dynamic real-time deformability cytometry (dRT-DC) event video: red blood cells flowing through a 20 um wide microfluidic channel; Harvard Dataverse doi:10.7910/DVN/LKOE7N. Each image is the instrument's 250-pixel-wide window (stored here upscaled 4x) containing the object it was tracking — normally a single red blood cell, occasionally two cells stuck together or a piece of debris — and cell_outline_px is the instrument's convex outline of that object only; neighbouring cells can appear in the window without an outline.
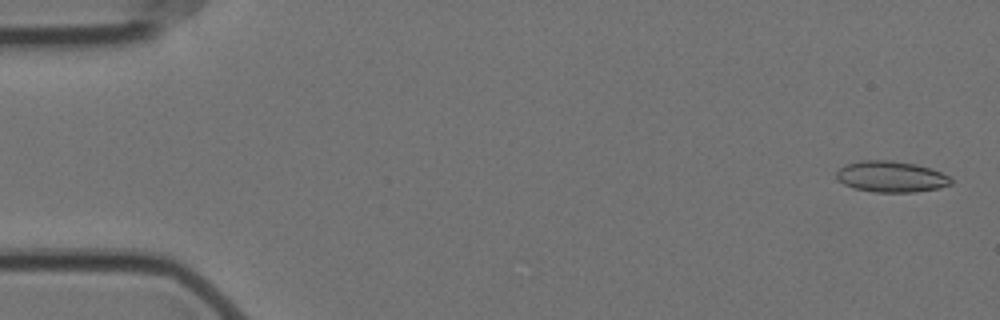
{"species": "Egyptian fruit bat (a non-hibernating species)", "species_latin": "Rousettus aegyptiacus", "temperature_condition": "cold", "stored_images_in_passage": 18, "camera_frame_rate_fps": 3000, "um_per_image_px": 0.085, "animal": {"sex": "female"}, "frame": {"image": 1, "passage_image": 2, "time_ms": 0.333, "image_size_px": [1000, 320], "cell_outline_px": [[952, 184], [940, 188], [916, 192], [872, 192], [856, 188], [844, 184], [836, 176], [836, 172], [844, 164], [860, 160], [892, 160], [916, 164], [932, 168], [948, 176], [952, 180]], "centroid_in_image_um": [75.76, 15.01], "position_along_channel_um": 9.2, "area_um2": 20.87}}
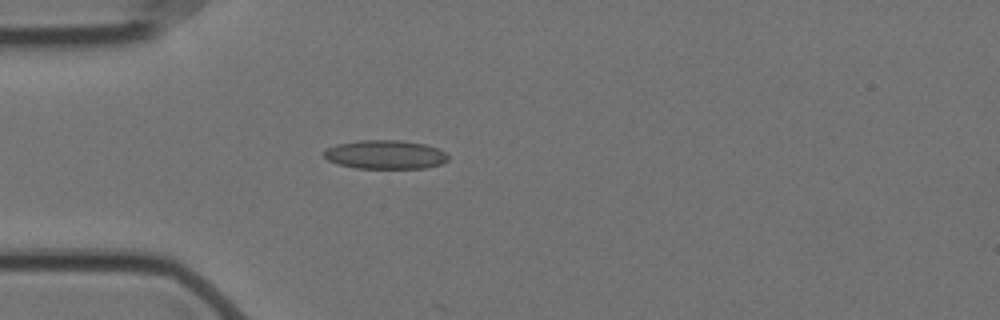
{"frame": {"image": 2, "passage_image": 16, "time_ms": 5.0, "image_size_px": [1000, 320], "cell_outline_px": [[448, 160], [440, 164], [424, 168], [356, 168], [340, 164], [328, 160], [324, 156], [324, 152], [328, 148], [336, 144], [360, 140], [400, 140], [424, 144], [436, 148], [444, 152], [448, 156]], "centroid_in_image_um": [32.74, 13.13], "position_along_channel_um": 52.3, "area_um2": 20.63}}